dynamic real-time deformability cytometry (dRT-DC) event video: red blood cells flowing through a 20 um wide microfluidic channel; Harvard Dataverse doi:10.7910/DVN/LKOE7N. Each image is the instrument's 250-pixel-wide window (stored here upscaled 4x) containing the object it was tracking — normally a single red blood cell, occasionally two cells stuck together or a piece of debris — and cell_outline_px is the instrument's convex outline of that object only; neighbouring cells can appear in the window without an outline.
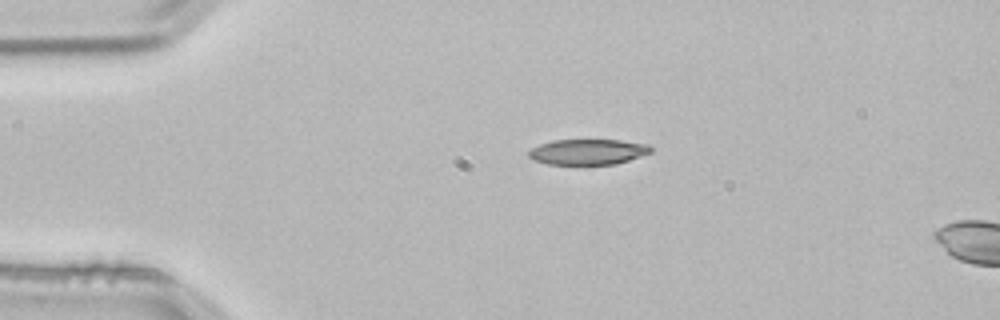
{"species": "common noctule bat (a hibernating species)", "species_latin": "Nyctalus noctula", "temperature_condition": "room temperature", "stored_images_in_passage": 2, "camera_frame_rate_fps": 3000, "um_per_image_px": 0.085, "animal": {"sex": "male", "body_mass_g": 21.5, "forearm_length_mm": 52.0}, "frame": {"image": 1, "passage_image": 1, "time_ms": 0.0, "image_size_px": [1000, 320], "cell_outline_px": [[652, 152], [616, 164], [548, 164], [532, 160], [528, 156], [528, 152], [532, 148], [540, 144], [552, 140], [620, 140], [648, 144], [652, 148]], "centroid_in_image_um": [49.96, 12.9], "position_along_channel_um": 35.0, "area_um2": 18.15}}